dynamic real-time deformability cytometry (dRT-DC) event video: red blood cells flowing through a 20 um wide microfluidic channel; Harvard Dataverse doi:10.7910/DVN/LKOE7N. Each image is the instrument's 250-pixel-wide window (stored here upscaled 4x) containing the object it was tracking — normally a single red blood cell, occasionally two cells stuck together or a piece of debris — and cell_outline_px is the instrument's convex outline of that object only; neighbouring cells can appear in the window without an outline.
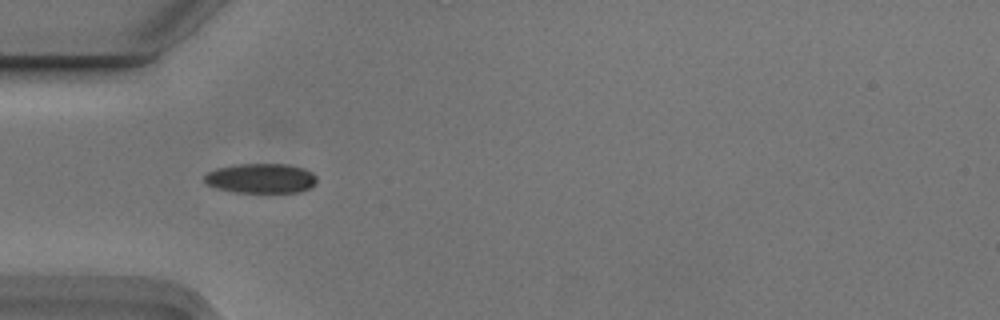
{"species": "Egyptian fruit bat (a non-hibernating species)", "species_latin": "Rousettus aegyptiacus", "temperature_condition": "cold", "stored_images_in_passage": 5, "camera_frame_rate_fps": 3000, "um_per_image_px": 0.085, "animal": {"sex": "male"}, "frame": {"image": 1, "passage_image": 4, "time_ms": 1.0, "image_size_px": [1000, 320], "cell_outline_px": [[316, 184], [300, 192], [236, 192], [216, 188], [208, 184], [204, 180], [204, 176], [208, 172], [216, 168], [236, 164], [288, 164], [304, 168], [312, 172], [316, 176]], "centroid_in_image_um": [22.19, 15.15], "position_along_channel_um": 62.8, "area_um2": 19.48}}
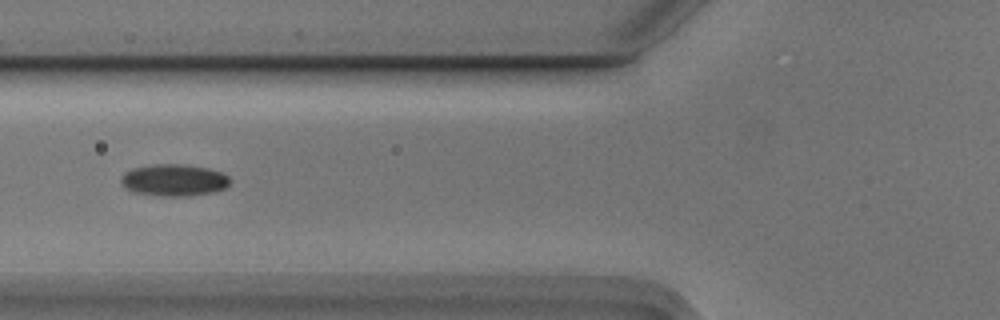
{"frame": {"image": 2, "passage_image": 5, "time_ms": 1.333, "image_size_px": [1000, 320], "cell_outline_px": [[232, 180], [224, 188], [212, 192], [188, 196], [160, 196], [136, 192], [124, 188], [120, 184], [120, 176], [124, 172], [132, 168], [156, 164], [188, 164], [208, 168], [224, 172]], "centroid_in_image_um": [14.78, 15.3], "position_along_channel_um": 111.0, "area_um2": 20.52}}